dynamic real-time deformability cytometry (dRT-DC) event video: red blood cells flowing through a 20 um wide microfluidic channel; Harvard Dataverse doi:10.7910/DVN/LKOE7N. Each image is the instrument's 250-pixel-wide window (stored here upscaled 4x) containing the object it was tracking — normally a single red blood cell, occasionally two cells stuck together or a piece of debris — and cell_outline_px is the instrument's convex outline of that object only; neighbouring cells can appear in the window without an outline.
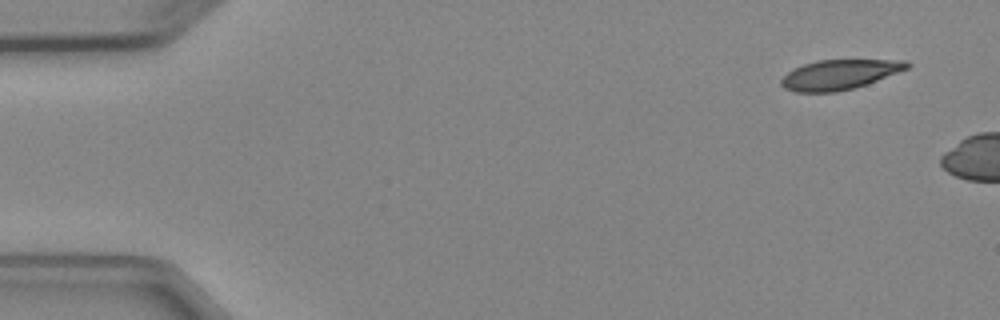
{"species": "Egyptian fruit bat (a non-hibernating species)", "species_latin": "Rousettus aegyptiacus", "temperature_condition": "cold", "stored_images_in_passage": 3, "camera_frame_rate_fps": 3000, "um_per_image_px": 0.085, "animal": {"sex": "female"}, "frame": {"image": 1, "passage_image": 1, "time_ms": 0.0, "image_size_px": [1000, 320], "cell_outline_px": [[912, 64], [908, 68], [868, 84], [836, 92], [796, 92], [784, 88], [780, 84], [780, 80], [792, 68], [816, 60], [908, 60]], "centroid_in_image_um": [71.35, 6.33], "position_along_channel_um": 13.7, "area_um2": 21.91}}